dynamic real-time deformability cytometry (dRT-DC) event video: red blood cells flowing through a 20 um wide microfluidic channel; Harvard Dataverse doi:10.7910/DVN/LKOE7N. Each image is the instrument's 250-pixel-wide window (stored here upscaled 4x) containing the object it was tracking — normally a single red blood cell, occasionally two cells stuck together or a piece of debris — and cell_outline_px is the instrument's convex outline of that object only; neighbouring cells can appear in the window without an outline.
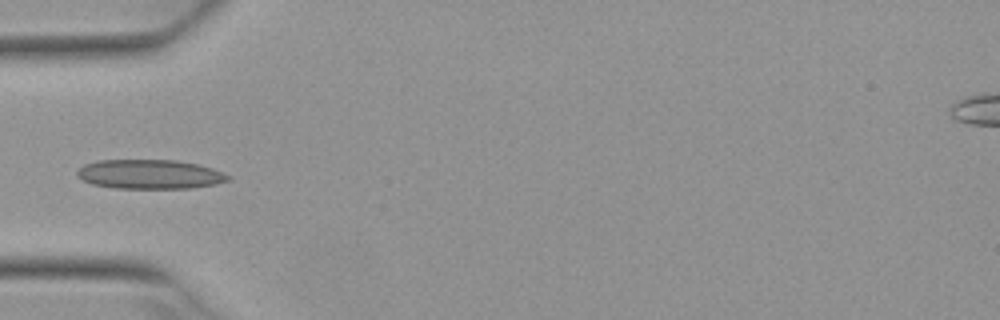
{"species": "Egyptian fruit bat (a non-hibernating species)", "species_latin": "Rousettus aegyptiacus", "temperature_condition": "warm", "stored_images_in_passage": 4, "camera_frame_rate_fps": 3000, "um_per_image_px": 0.085, "animal": {"sex": "female"}, "frame": {"image": 1, "passage_image": 4, "time_ms": 1.0, "image_size_px": [1000, 320], "cell_outline_px": [[232, 180], [216, 184], [192, 188], [116, 188], [92, 184], [76, 176], [76, 172], [84, 164], [96, 160], [176, 160], [196, 164], [212, 168], [232, 176]], "centroid_in_image_um": [12.75, 14.81], "position_along_channel_um": 72.2, "area_um2": 25.89}}